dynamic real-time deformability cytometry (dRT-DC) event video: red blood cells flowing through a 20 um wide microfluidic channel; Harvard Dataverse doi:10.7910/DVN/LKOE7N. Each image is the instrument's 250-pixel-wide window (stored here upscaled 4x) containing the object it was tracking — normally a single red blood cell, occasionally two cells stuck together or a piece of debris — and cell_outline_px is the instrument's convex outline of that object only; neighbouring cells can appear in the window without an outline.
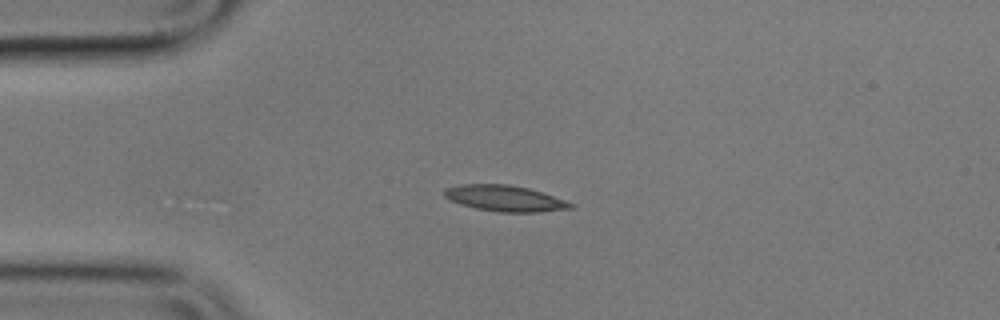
{"species": "common noctule bat (a hibernating species)", "species_latin": "Nyctalus noctula", "temperature_condition": "cold", "stored_images_in_passage": 44, "camera_frame_rate_fps": 3000, "um_per_image_px": 0.085, "animal": {"sex": "male", "body_mass_g": 17.9}, "frame": {"image": 1, "passage_image": 1, "time_ms": 0.0, "image_size_px": [1000, 320], "cell_outline_px": [[576, 204], [572, 208], [540, 212], [500, 212], [476, 208], [460, 204], [444, 196], [440, 192], [444, 188], [460, 184], [508, 184], [528, 188]], "centroid_in_image_um": [42.87, 16.85], "position_along_channel_um": 42.1, "area_um2": 19.07}}
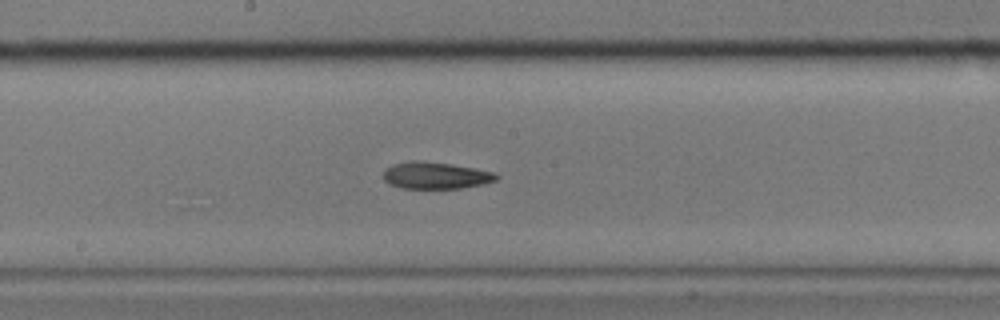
{"frame": {"image": 2, "passage_image": 17, "time_ms": 5.333, "image_size_px": [1000, 320], "cell_outline_px": [[500, 176], [496, 180], [484, 184], [460, 188], [400, 188], [388, 184], [384, 180], [384, 168], [392, 164], [412, 160], [424, 160], [452, 164], [476, 168], [496, 172]], "centroid_in_image_um": [37.03, 14.9], "position_along_channel_um": 211.2, "area_um2": 18.03}}
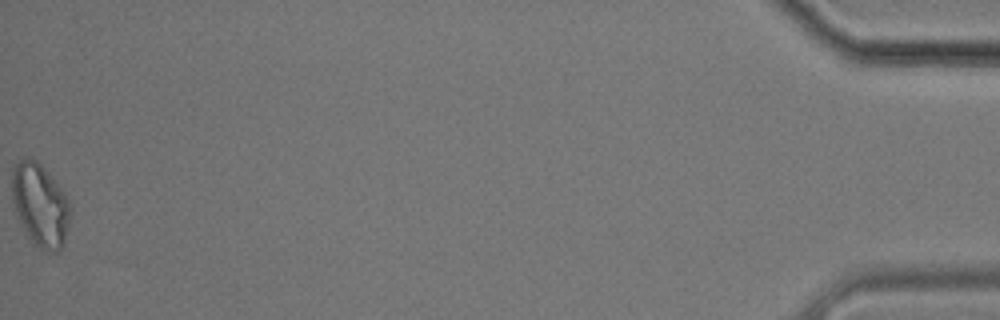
{"frame": {"image": 3, "passage_image": 44, "time_ms": 14.333, "image_size_px": [1000, 320], "cell_outline_px": [[72, 212], [64, 244], [56, 252], [44, 252], [32, 244], [20, 224], [12, 200], [12, 168], [20, 160], [28, 156], [32, 156], [44, 168], [64, 192], [72, 208]], "centroid_in_image_um": [3.42, 17.46], "position_along_channel_um": 431.8, "area_um2": 28.67}, "authors_computed_cell_mechanics": {"area_um2": 18.6694, "velocity_mm_per_s": 3.5505, "shape_relaxation_time_tau1_ms": 6.0999, "shape_relaxation_time_tau2_ms": null, "deformation_change_tau1": 0.1354, "deformation_change_tau2": null}}